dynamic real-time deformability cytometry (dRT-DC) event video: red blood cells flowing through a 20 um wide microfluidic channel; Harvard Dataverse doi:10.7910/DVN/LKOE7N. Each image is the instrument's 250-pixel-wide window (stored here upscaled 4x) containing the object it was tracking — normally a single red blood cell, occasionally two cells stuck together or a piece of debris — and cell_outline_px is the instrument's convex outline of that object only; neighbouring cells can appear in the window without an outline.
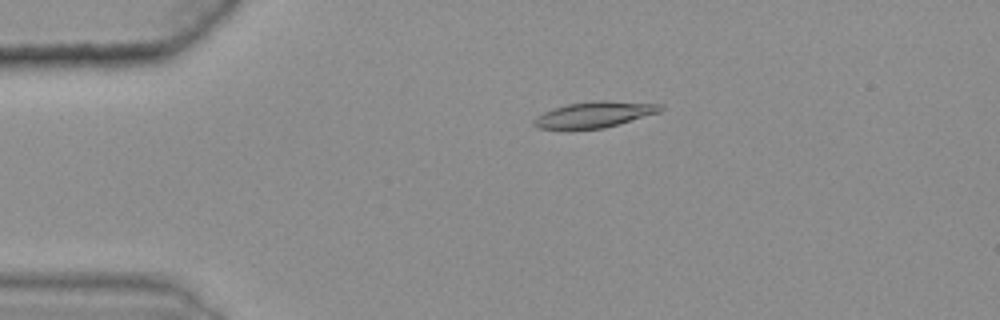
{"species": "common noctule bat (a hibernating species)", "species_latin": "Nyctalus noctula", "temperature_condition": "warm", "stored_images_in_passage": 40, "camera_frame_rate_fps": 3000, "um_per_image_px": 0.085, "animal": {"sex": "female", "body_mass_g": 25.1}, "frame": {"image": 1, "passage_image": 1, "time_ms": 0.0, "image_size_px": [1000, 320], "cell_outline_px": [[664, 108], [660, 112], [620, 124], [604, 128], [536, 128], [532, 124], [532, 120], [536, 116], [544, 112], [568, 104], [592, 100], [608, 100], [664, 104]], "centroid_in_image_um": [50.58, 9.72], "position_along_channel_um": 34.4, "area_um2": 19.13}}
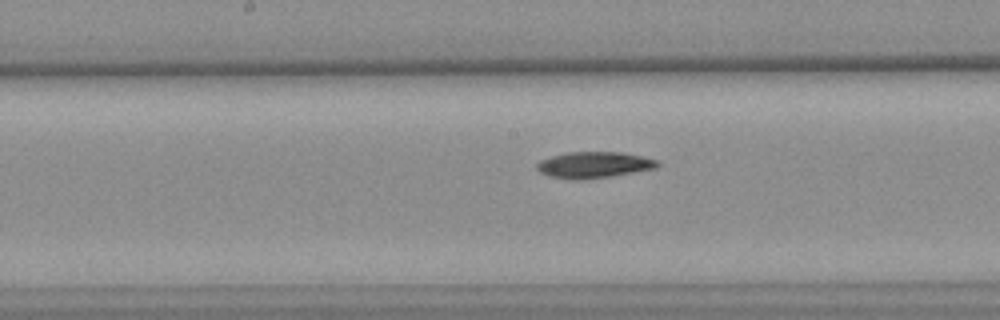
{"frame": {"image": 2, "passage_image": 18, "time_ms": 5.667, "image_size_px": [1000, 320], "cell_outline_px": [[660, 164], [656, 168], [612, 176], [572, 180], [548, 176], [540, 172], [536, 168], [536, 164], [540, 160], [552, 156], [568, 152], [620, 152], [660, 160]], "centroid_in_image_um": [50.47, 14.01], "position_along_channel_um": 197.7, "area_um2": 18.38}}
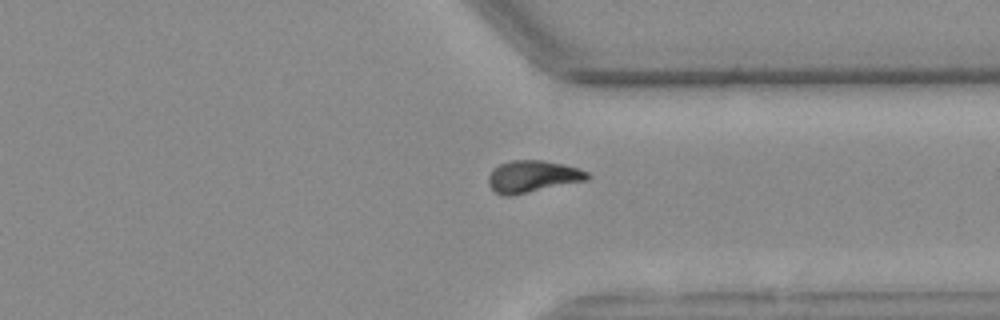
{"frame": {"image": 3, "passage_image": 32, "time_ms": 10.333, "image_size_px": [1000, 320], "cell_outline_px": [[592, 176], [588, 180], [512, 196], [504, 196], [496, 192], [488, 184], [488, 176], [492, 168], [500, 164], [512, 160], [544, 160], [564, 164], [580, 168], [588, 172]], "centroid_in_image_um": [45.3, 15.0], "position_along_channel_um": 366.1, "area_um2": 18.73}, "authors_computed_cell_mechanics": {"area_um2": 18.2648, "velocity_mm_per_s": 3.6039, "shape_relaxation_time_tau1_ms": 9.3714, "shape_relaxation_time_tau2_ms": null, "deformation_change_tau1": 0.175, "deformation_change_tau2": null}}